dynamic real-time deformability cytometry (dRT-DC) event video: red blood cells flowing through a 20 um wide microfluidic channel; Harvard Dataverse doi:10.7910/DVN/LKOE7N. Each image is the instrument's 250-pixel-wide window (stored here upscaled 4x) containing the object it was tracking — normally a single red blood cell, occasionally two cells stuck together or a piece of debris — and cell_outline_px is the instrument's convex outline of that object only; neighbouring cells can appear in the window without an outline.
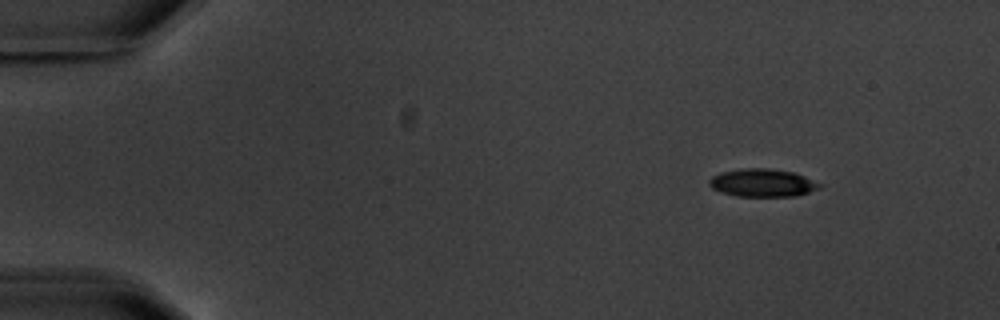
{"species": "common noctule bat (a hibernating species)", "species_latin": "Nyctalus noctula", "temperature_condition": "warm", "stored_images_in_passage": 3, "camera_frame_rate_fps": 3000, "um_per_image_px": 0.085, "animal": {"sex": "male", "body_mass_g": 20.1, "forearm_length_mm": 53.5}, "frame": {"image": 1, "passage_image": 1, "time_ms": 0.0, "image_size_px": [1000, 320], "cell_outline_px": [[824, 184], [820, 188], [796, 196], [736, 196], [720, 192], [712, 188], [708, 184], [708, 180], [712, 176], [720, 172], [740, 168], [768, 168], [792, 172], [804, 176]], "centroid_in_image_um": [64.79, 15.53], "position_along_channel_um": 20.2, "area_um2": 18.09}}